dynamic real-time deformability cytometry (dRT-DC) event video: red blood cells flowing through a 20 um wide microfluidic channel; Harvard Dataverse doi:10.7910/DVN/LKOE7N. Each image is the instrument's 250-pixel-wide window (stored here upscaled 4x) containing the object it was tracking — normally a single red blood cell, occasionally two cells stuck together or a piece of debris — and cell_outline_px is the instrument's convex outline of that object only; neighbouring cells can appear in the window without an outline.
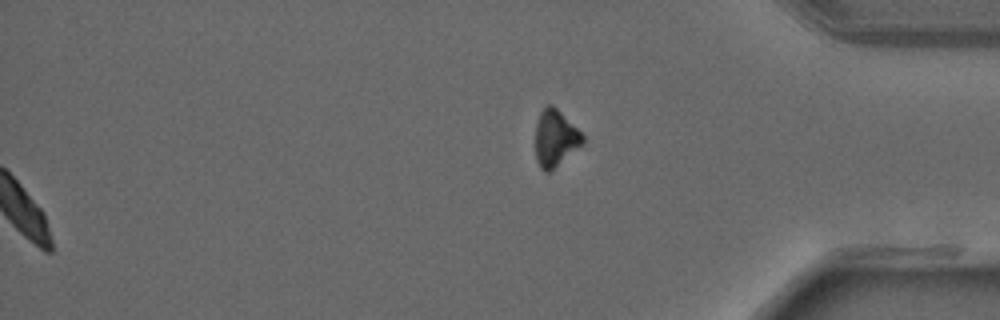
{"species": "common noctule bat (a hibernating species)", "species_latin": "Nyctalus noctula", "temperature_condition": "warm", "stored_images_in_passage": 29, "segment_of_instrument_passage": [2, 2], "camera_frame_rate_fps": 3000, "um_per_image_px": 0.085, "animal": {"sex": "male", "forearm_length_mm": 52.5}, "frame": {"image": 1, "passage_image": 29, "time_ms": 9.333, "image_size_px": [1000, 320], "cell_outline_px": [[584, 144], [548, 172], [544, 172], [540, 168], [536, 160], [536, 124], [540, 112], [548, 104], [552, 104], [584, 136]], "centroid_in_image_um": [47.19, 11.76], "position_along_channel_um": 388.0, "area_um2": 15.32}}